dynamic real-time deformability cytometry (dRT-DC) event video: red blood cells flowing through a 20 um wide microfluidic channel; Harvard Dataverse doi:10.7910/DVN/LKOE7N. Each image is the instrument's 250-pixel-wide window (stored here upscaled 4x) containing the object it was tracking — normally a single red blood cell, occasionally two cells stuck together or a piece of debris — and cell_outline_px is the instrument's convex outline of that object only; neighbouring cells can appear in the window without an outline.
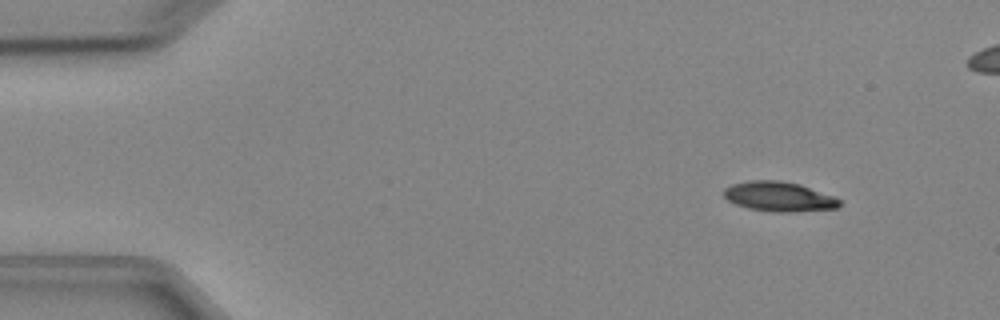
{"species": "Egyptian fruit bat (a non-hibernating species)", "species_latin": "Rousettus aegyptiacus", "temperature_condition": "cold", "stored_images_in_passage": 7, "camera_frame_rate_fps": 3000, "um_per_image_px": 0.085, "animal": {"sex": "female"}, "frame": {"image": 1, "passage_image": 1, "time_ms": 0.0, "image_size_px": [1000, 320], "cell_outline_px": [[840, 204], [836, 208], [792, 212], [772, 212], [748, 208], [736, 204], [728, 200], [724, 196], [724, 188], [732, 184], [752, 180], [780, 180], [800, 184], [836, 196], [840, 200]], "centroid_in_image_um": [66.23, 16.7], "position_along_channel_um": 18.8, "area_um2": 20.11}}
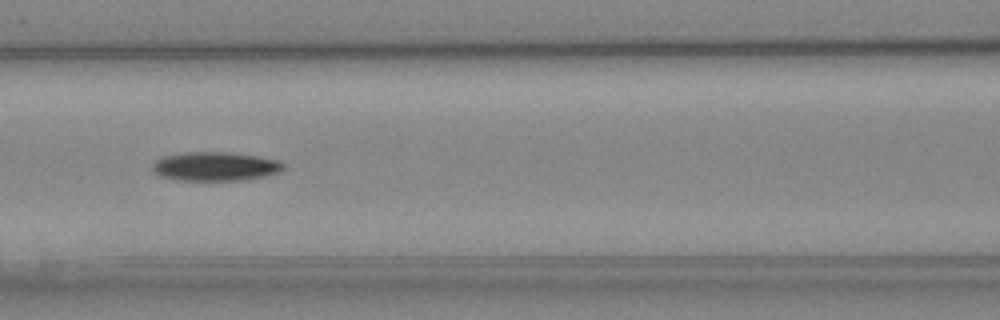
{"frame": {"image": 2, "passage_image": 6, "time_ms": 5.667, "image_size_px": [1000, 320], "cell_outline_px": [[284, 168], [280, 172], [248, 180], [180, 180], [160, 176], [152, 172], [152, 164], [160, 156], [184, 152], [232, 152], [280, 160], [284, 164]], "centroid_in_image_um": [18.28, 14.14], "position_along_channel_um": 148.3, "area_um2": 22.37}}
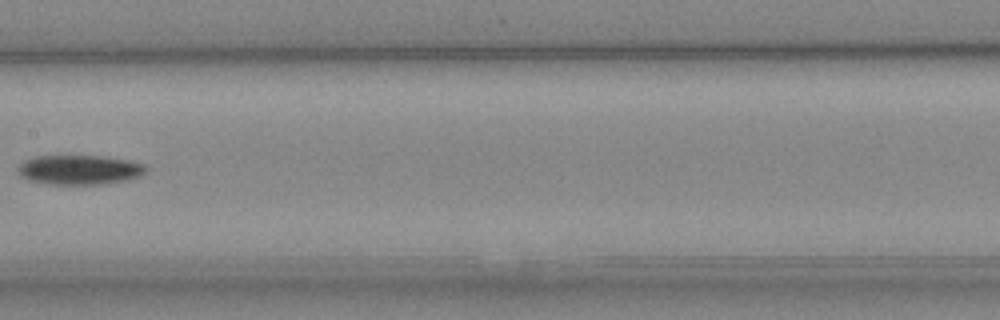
{"frame": {"image": 3, "passage_image": 7, "time_ms": 7.0, "image_size_px": [1000, 320], "cell_outline_px": [[148, 172], [140, 176], [128, 180], [108, 184], [48, 184], [28, 180], [20, 176], [16, 172], [16, 168], [24, 160], [36, 156], [100, 156], [128, 160], [144, 164], [148, 168]], "centroid_in_image_um": [6.76, 14.44], "position_along_channel_um": 200.6, "area_um2": 22.37}}